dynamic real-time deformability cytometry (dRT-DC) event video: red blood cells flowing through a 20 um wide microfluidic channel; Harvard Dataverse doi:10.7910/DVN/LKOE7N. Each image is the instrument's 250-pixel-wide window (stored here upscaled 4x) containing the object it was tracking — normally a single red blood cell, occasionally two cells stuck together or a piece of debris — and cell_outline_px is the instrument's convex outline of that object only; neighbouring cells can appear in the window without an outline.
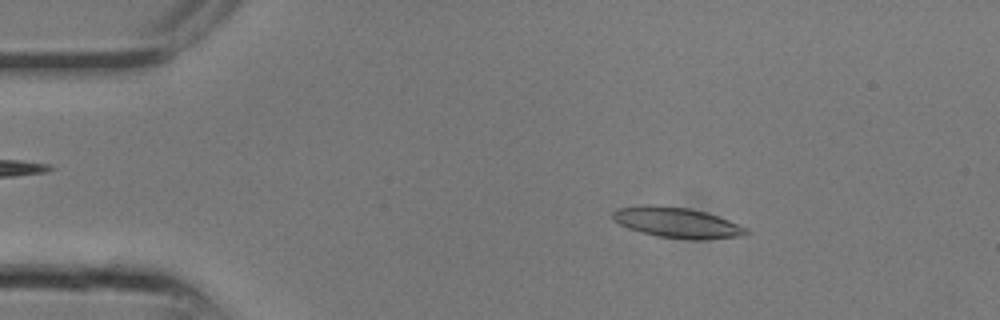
{"species": "common noctule bat (a hibernating species)", "species_latin": "Nyctalus noctula", "temperature_condition": "room temperature", "stored_images_in_passage": 9, "camera_frame_rate_fps": 3000, "um_per_image_px": 0.085, "animal": {"sex": "male", "body_mass_g": 13.3}, "frame": {"image": 1, "passage_image": 4, "time_ms": 1.0, "image_size_px": [1000, 320], "cell_outline_px": [[748, 232], [740, 236], [704, 240], [692, 240], [660, 236], [640, 232], [628, 228], [620, 224], [612, 216], [612, 212], [616, 208], [640, 204], [648, 204], [688, 208], [704, 212], [728, 220], [748, 228]], "centroid_in_image_um": [57.51, 18.91], "position_along_channel_um": 27.5, "area_um2": 23.58}}
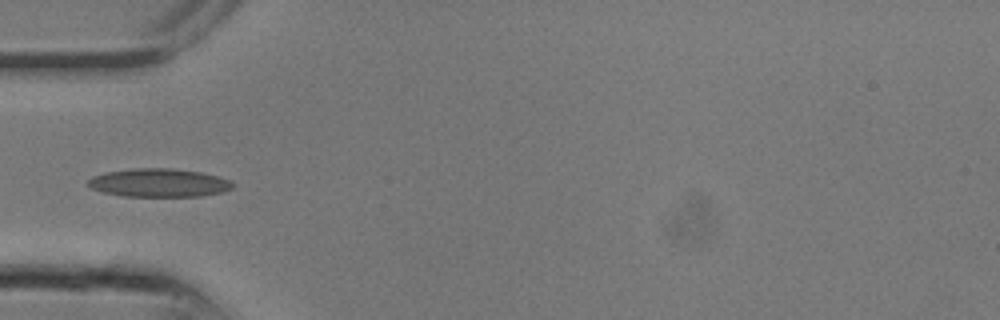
{"frame": {"image": 2, "passage_image": 8, "time_ms": 2.333, "image_size_px": [1000, 320], "cell_outline_px": [[236, 184], [232, 188], [224, 192], [200, 196], [124, 196], [104, 192], [92, 188], [88, 184], [88, 180], [92, 176], [104, 172], [132, 168], [172, 168], [200, 172], [216, 176], [228, 180]], "centroid_in_image_um": [13.51, 15.53], "position_along_channel_um": 71.5, "area_um2": 23.87}}